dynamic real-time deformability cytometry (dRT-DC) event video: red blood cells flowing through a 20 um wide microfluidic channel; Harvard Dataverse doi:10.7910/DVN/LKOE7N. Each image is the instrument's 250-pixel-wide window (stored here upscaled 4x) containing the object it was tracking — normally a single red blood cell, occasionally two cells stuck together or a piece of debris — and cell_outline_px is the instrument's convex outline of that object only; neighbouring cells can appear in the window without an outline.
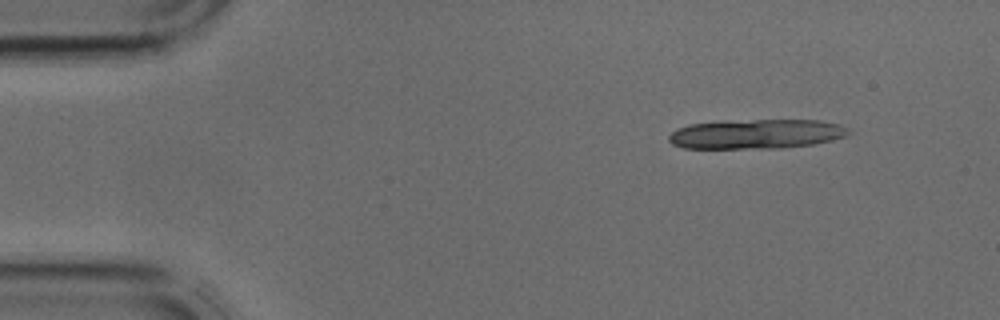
{"species": "common noctule bat (a hibernating species)", "species_latin": "Nyctalus noctula", "temperature_condition": "cold", "stored_images_in_passage": 4, "camera_frame_rate_fps": 3000, "um_per_image_px": 0.085, "animal": {"sex": "male", "body_mass_g": 17.9, "forearm_length_mm": 54.2}, "frame": {"image": 1, "passage_image": 1, "time_ms": 0.0, "image_size_px": [1000, 320], "cell_outline_px": [[852, 132], [848, 136], [832, 140], [812, 144], [780, 148], [684, 148], [672, 144], [668, 140], [668, 136], [676, 128], [688, 124], [752, 120], [820, 120], [840, 124], [848, 128]], "centroid_in_image_um": [64.32, 11.39], "position_along_channel_um": 20.7, "area_um2": 30.92}}